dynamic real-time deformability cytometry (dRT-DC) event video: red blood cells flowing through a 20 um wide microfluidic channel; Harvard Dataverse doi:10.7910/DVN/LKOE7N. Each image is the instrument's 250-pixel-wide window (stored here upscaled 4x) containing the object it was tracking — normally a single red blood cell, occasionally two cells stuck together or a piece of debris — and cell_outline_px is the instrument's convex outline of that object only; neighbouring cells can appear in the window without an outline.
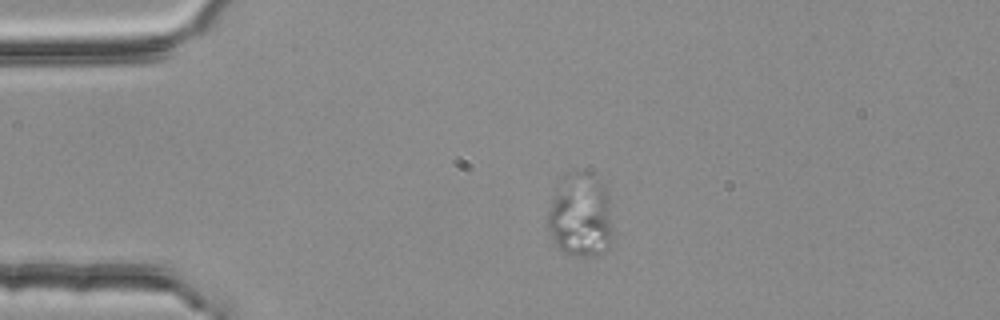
{"species": "common noctule bat (a hibernating species)", "species_latin": "Nyctalus noctula", "temperature_condition": "room temperature", "stored_images_in_passage": 3, "camera_frame_rate_fps": 3000, "um_per_image_px": 0.085, "animal": {"sex": "female", "body_mass_g": 25.1}, "frame": {"image": 1, "passage_image": 2, "time_ms": 0.333, "image_size_px": [1000, 320], "cell_outline_px": [[612, 244], [604, 252], [596, 256], [576, 256], [564, 252], [556, 244], [548, 228], [548, 208], [556, 184], [600, 184], [608, 192], [612, 232]], "centroid_in_image_um": [49.35, 18.63], "position_along_channel_um": 35.6, "area_um2": 29.19}}